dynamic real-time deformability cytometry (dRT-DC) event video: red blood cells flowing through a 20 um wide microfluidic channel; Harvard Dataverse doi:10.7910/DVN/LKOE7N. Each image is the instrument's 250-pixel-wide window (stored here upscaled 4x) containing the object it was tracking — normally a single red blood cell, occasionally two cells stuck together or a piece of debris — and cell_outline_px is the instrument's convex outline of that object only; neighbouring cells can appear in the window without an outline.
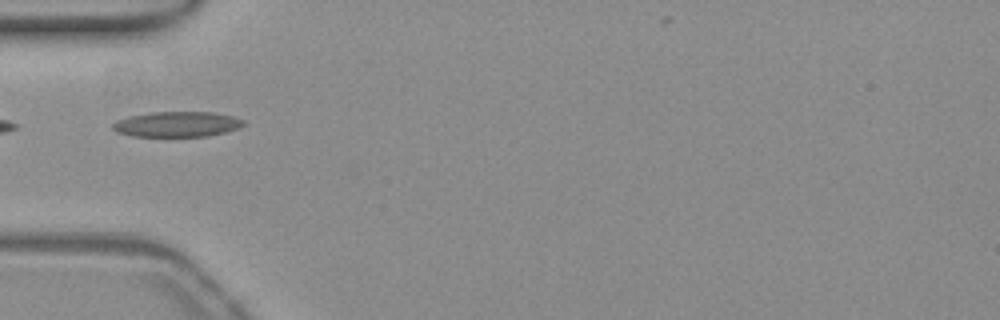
{"species": "common noctule bat (a hibernating species)", "species_latin": "Nyctalus noctula", "temperature_condition": "warm", "stored_images_in_passage": 23, "camera_frame_rate_fps": 3000, "um_per_image_px": 0.085, "animal": {"sex": "female", "body_mass_g": 19.3, "forearm_length_mm": 54.1}, "frame": {"image": 1, "passage_image": 1, "time_ms": 0.0, "image_size_px": [1000, 320], "cell_outline_px": [[244, 124], [236, 128], [224, 132], [208, 136], [132, 136], [116, 132], [112, 128], [112, 124], [116, 120], [128, 116], [148, 112], [212, 112], [232, 116], [244, 120]], "centroid_in_image_um": [14.98, 10.55], "position_along_channel_um": 70.0, "area_um2": 19.25}}
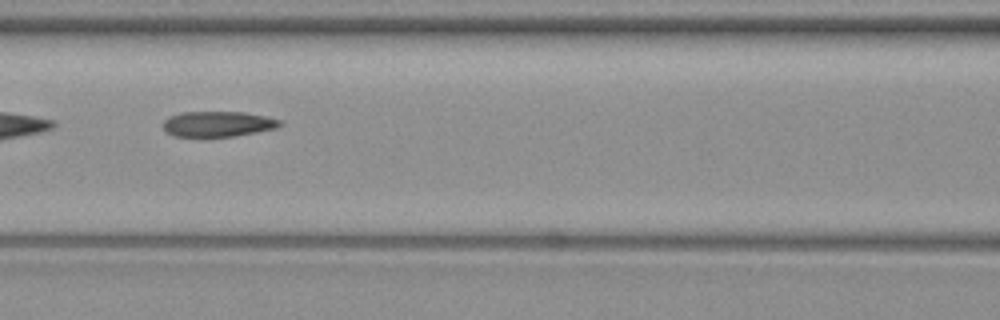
{"frame": {"image": 2, "passage_image": 7, "time_ms": 2.0, "image_size_px": [1000, 320], "cell_outline_px": [[284, 124], [276, 128], [232, 136], [176, 136], [168, 132], [164, 128], [164, 120], [168, 116], [180, 112], [244, 112], [264, 116], [280, 120]], "centroid_in_image_um": [18.52, 10.52], "position_along_channel_um": 148.1, "area_um2": 17.05}}
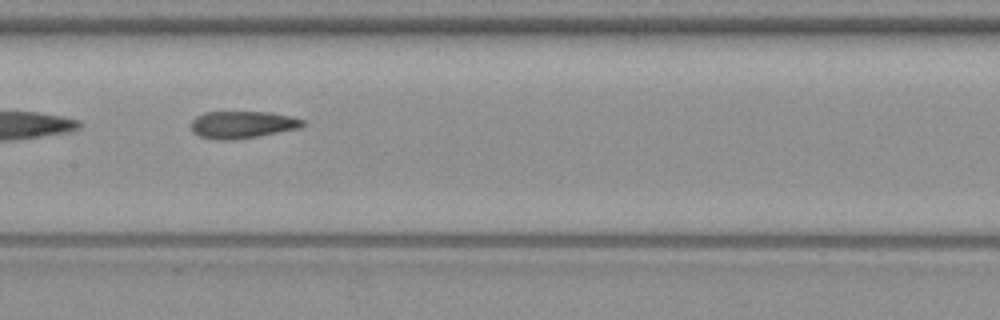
{"frame": {"image": 3, "passage_image": 10, "time_ms": 3.0, "image_size_px": [1000, 320], "cell_outline_px": [[304, 124], [300, 128], [236, 140], [224, 140], [200, 136], [192, 132], [192, 120], [196, 116], [204, 112], [272, 112], [292, 116], [304, 120]], "centroid_in_image_um": [20.61, 10.58], "position_along_channel_um": 186.8, "area_um2": 17.69}}